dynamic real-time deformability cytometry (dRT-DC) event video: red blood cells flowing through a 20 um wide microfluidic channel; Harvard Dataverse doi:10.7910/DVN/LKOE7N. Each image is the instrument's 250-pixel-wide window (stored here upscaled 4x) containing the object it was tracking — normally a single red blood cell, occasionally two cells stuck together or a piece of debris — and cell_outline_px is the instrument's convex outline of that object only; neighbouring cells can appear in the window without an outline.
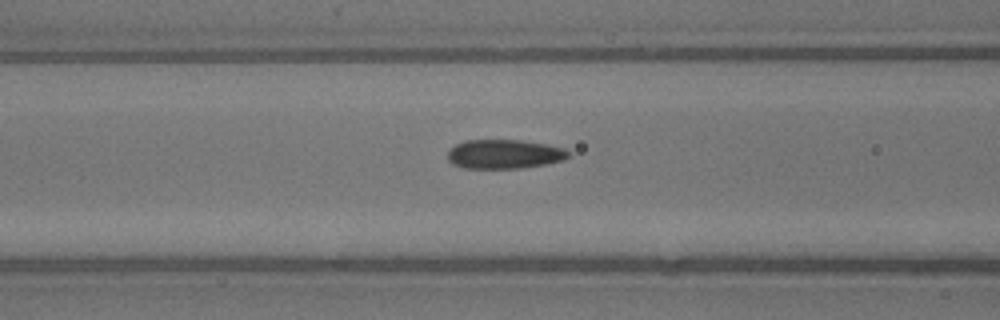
{"species": "common noctule bat (a hibernating species)", "species_latin": "Nyctalus noctula", "temperature_condition": "warm", "stored_images_in_passage": 7, "camera_frame_rate_fps": 3000, "um_per_image_px": 0.085, "animal": {"sex": "male", "body_mass_g": 13.3}, "frame": {"image": 1, "passage_image": 5, "time_ms": 1.333, "image_size_px": [1000, 320], "cell_outline_px": [[572, 156], [564, 160], [548, 164], [520, 168], [464, 168], [452, 164], [448, 160], [448, 148], [464, 140], [520, 140], [544, 144], [564, 148]], "centroid_in_image_um": [42.86, 13.1], "position_along_channel_um": 123.7, "area_um2": 20.69}}